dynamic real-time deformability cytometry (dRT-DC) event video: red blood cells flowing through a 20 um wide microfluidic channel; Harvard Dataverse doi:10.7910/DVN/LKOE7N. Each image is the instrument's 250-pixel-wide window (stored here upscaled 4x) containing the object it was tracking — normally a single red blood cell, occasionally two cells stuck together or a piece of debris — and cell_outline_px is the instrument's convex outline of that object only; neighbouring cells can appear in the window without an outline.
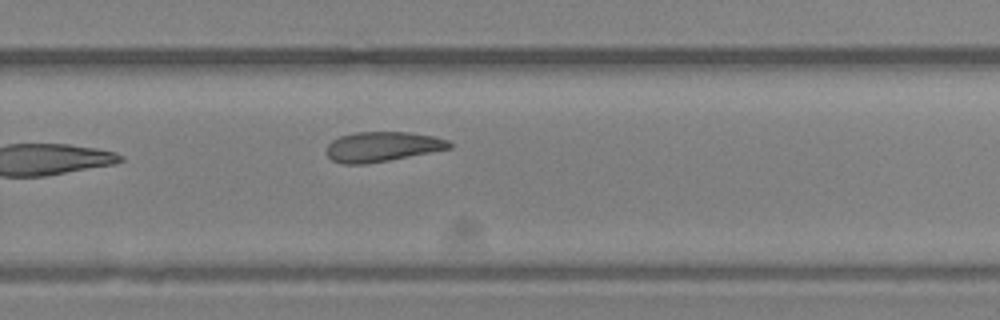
{"species": "Egyptian fruit bat (a non-hibernating species)", "species_latin": "Rousettus aegyptiacus", "temperature_condition": "room temperature", "stored_images_in_passage": 18, "camera_frame_rate_fps": 3000, "um_per_image_px": 0.085, "animal": {"sex": "female"}, "frame": {"image": 1, "passage_image": 18, "time_ms": 5.667, "image_size_px": [1000, 320], "cell_outline_px": [[452, 148], [388, 160], [364, 164], [344, 164], [332, 160], [328, 156], [328, 144], [332, 140], [340, 136], [356, 132], [408, 132], [432, 136], [448, 140], [452, 144]], "centroid_in_image_um": [32.5, 12.46], "position_along_channel_um": 297.3, "area_um2": 21.15}}